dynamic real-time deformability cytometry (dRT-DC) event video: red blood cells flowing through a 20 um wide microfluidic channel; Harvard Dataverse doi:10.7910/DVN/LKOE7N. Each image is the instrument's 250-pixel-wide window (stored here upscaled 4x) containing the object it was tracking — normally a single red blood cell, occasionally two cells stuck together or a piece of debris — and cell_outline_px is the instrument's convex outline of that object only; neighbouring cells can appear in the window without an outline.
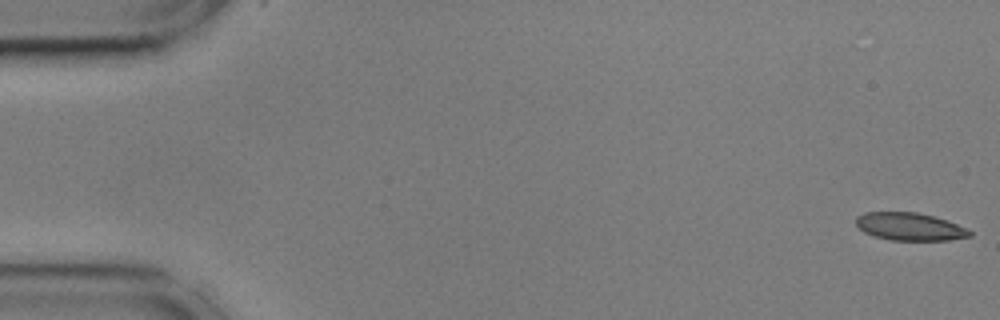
{"species": "common noctule bat (a hibernating species)", "species_latin": "Nyctalus noctula", "temperature_condition": "cold", "stored_images_in_passage": 17, "camera_frame_rate_fps": 3000, "um_per_image_px": 0.085, "animal": {"sex": "male", "body_mass_g": 17.9, "forearm_length_mm": 54.2}, "frame": {"image": 1, "passage_image": 1, "time_ms": 0.0, "image_size_px": [1000, 320], "cell_outline_px": [[972, 236], [948, 240], [888, 240], [872, 236], [864, 232], [856, 224], [856, 216], [864, 212], [916, 212], [948, 220], [972, 232]], "centroid_in_image_um": [77.29, 19.26], "position_along_channel_um": 7.7, "area_um2": 18.38}}